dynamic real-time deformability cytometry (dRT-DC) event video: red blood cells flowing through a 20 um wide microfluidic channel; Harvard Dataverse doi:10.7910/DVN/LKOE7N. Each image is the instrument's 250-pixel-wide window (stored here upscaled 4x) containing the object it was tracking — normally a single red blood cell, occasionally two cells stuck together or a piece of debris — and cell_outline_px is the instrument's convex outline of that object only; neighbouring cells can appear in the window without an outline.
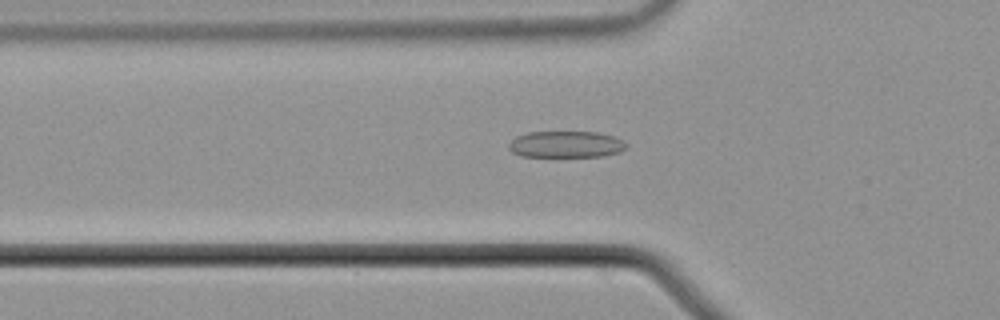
{"species": "common noctule bat (a hibernating species)", "species_latin": "Nyctalus noctula", "temperature_condition": "cold", "stored_images_in_passage": 55, "camera_frame_rate_fps": 3000, "um_per_image_px": 0.085, "animal": {"sex": "male", "body_mass_g": 21.5, "forearm_length_mm": 52.0}, "frame": {"image": 1, "passage_image": 19, "time_ms": 6.0, "image_size_px": [1000, 320], "cell_outline_px": [[628, 144], [620, 152], [604, 156], [520, 156], [512, 152], [508, 148], [508, 144], [516, 136], [528, 132], [596, 132], [612, 136]], "centroid_in_image_um": [48.07, 12.27], "position_along_channel_um": 77.7, "area_um2": 18.03}}
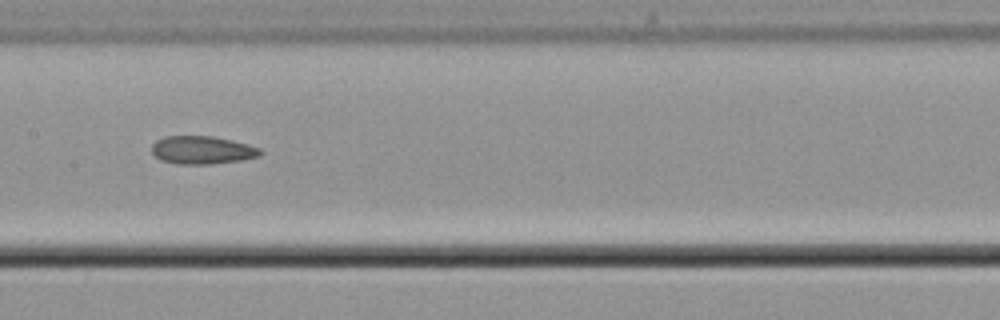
{"frame": {"image": 2, "passage_image": 28, "time_ms": 9.0, "image_size_px": [1000, 320], "cell_outline_px": [[264, 152], [260, 156], [240, 160], [212, 164], [176, 164], [160, 160], [152, 152], [152, 144], [156, 140], [164, 136], [212, 136], [232, 140], [248, 144], [260, 148]], "centroid_in_image_um": [17.19, 12.75], "position_along_channel_um": 190.2, "area_um2": 17.86}}
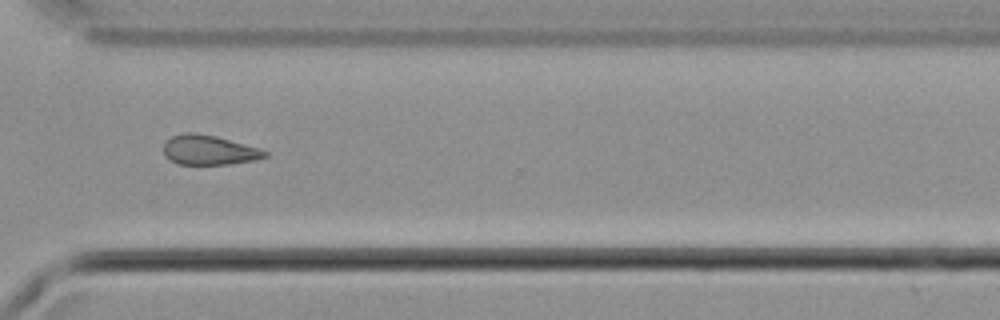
{"frame": {"image": 3, "passage_image": 41, "time_ms": 13.333, "image_size_px": [1000, 320], "cell_outline_px": [[268, 156], [252, 160], [228, 164], [176, 164], [164, 156], [164, 144], [172, 136], [188, 132], [192, 132], [216, 136], [260, 148], [268, 152]], "centroid_in_image_um": [17.75, 12.75], "position_along_channel_um": 352.8, "area_um2": 17.4}, "authors_computed_cell_mechanics": {"area_um2": 18.0336, "velocity_mm_per_s": 3.7428, "shape_relaxation_time_tau1_ms": null, "shape_relaxation_time_tau2_ms": 6.0515, "deformation_change_tau1": null, "deformation_change_tau2": 0.1184}}